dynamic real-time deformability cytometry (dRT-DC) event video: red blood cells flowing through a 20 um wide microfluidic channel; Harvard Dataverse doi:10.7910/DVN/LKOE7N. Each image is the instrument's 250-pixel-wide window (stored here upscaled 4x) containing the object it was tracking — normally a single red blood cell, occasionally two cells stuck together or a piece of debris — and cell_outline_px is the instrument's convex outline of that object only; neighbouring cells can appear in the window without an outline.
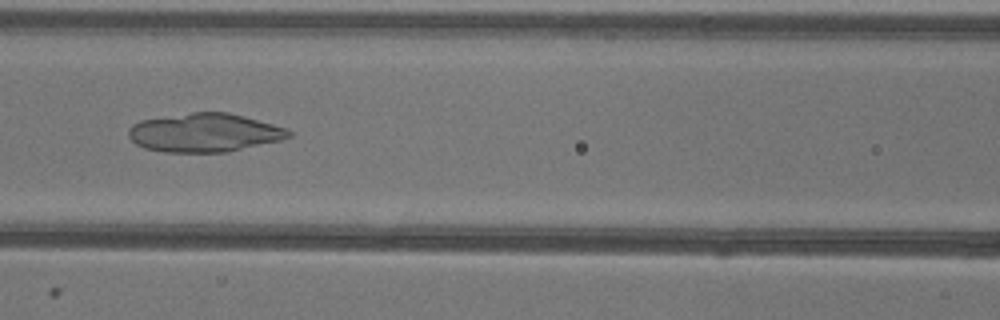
{"species": "common noctule bat (a hibernating species)", "species_latin": "Nyctalus noctula", "temperature_condition": "warm", "stored_images_in_passage": 50, "camera_frame_rate_fps": 3000, "um_per_image_px": 0.085, "animal": {"sex": "female"}, "frame": {"image": 1, "passage_image": 21, "time_ms": 6.667, "image_size_px": [1000, 320], "cell_outline_px": [[292, 136], [280, 140], [228, 152], [164, 152], [144, 148], [136, 144], [128, 136], [128, 128], [132, 124], [140, 120], [192, 112], [228, 112], [244, 116], [288, 128], [292, 132]], "centroid_in_image_um": [17.38, 11.27], "position_along_channel_um": 149.2, "area_um2": 36.18}}
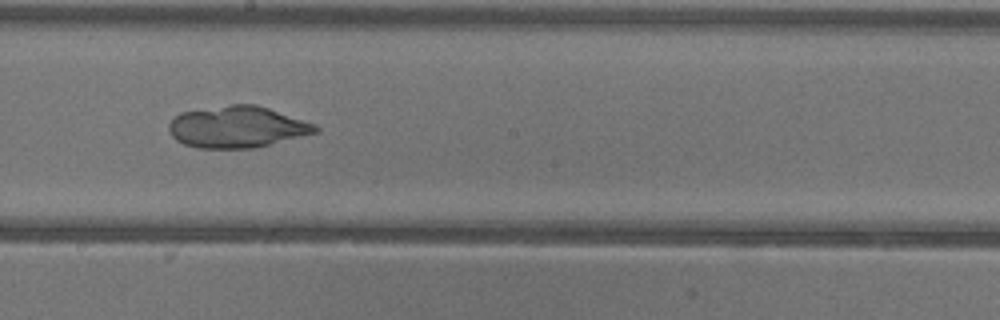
{"frame": {"image": 2, "passage_image": 27, "time_ms": 8.667, "image_size_px": [1000, 320], "cell_outline_px": [[320, 132], [252, 148], [196, 148], [184, 144], [176, 140], [172, 136], [168, 128], [168, 124], [180, 112], [232, 104], [256, 104], [316, 124], [320, 128]], "centroid_in_image_um": [20.17, 10.79], "position_along_channel_um": 228.0, "area_um2": 35.43}}
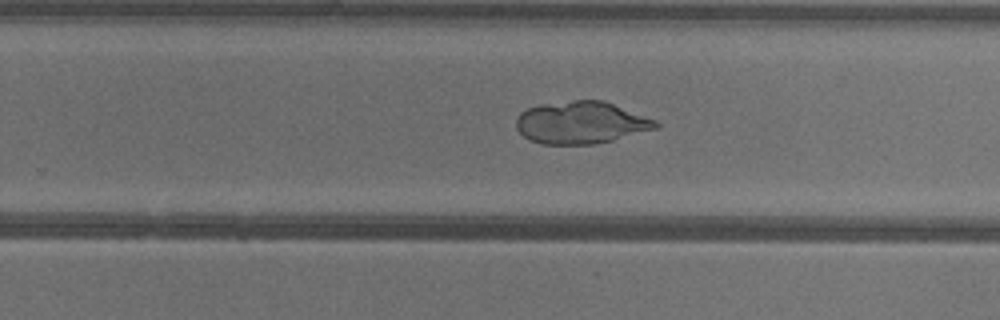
{"frame": {"image": 3, "passage_image": 31, "time_ms": 10.0, "image_size_px": [1000, 320], "cell_outline_px": [[660, 128], [596, 144], [540, 144], [528, 140], [516, 128], [516, 116], [520, 112], [528, 108], [540, 104], [572, 100], [604, 100], [656, 120], [660, 124]], "centroid_in_image_um": [49.38, 10.42], "position_along_channel_um": 280.4, "area_um2": 34.68}}